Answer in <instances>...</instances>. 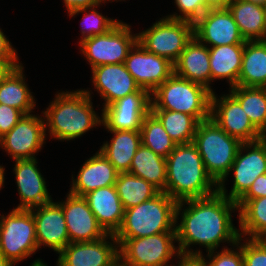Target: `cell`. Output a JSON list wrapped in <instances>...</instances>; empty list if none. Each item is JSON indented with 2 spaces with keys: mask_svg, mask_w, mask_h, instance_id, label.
Instances as JSON below:
<instances>
[{
  "mask_svg": "<svg viewBox=\"0 0 266 266\" xmlns=\"http://www.w3.org/2000/svg\"><path fill=\"white\" fill-rule=\"evenodd\" d=\"M237 210L236 202L219 192L205 198L178 202L175 230L181 257L199 258L202 252L200 249L193 250L191 246L194 245L205 247L206 252L217 250L221 243L234 245L240 236L231 213Z\"/></svg>",
  "mask_w": 266,
  "mask_h": 266,
  "instance_id": "6da1fadb",
  "label": "cell"
},
{
  "mask_svg": "<svg viewBox=\"0 0 266 266\" xmlns=\"http://www.w3.org/2000/svg\"><path fill=\"white\" fill-rule=\"evenodd\" d=\"M91 92L78 89L55 94L53 101L42 111L50 137L63 142L75 140L102 125V116L94 111Z\"/></svg>",
  "mask_w": 266,
  "mask_h": 266,
  "instance_id": "7a4b0ae2",
  "label": "cell"
},
{
  "mask_svg": "<svg viewBox=\"0 0 266 266\" xmlns=\"http://www.w3.org/2000/svg\"><path fill=\"white\" fill-rule=\"evenodd\" d=\"M218 184L207 173L193 143L176 145L166 158L165 193L177 202L209 197Z\"/></svg>",
  "mask_w": 266,
  "mask_h": 266,
  "instance_id": "3957f363",
  "label": "cell"
},
{
  "mask_svg": "<svg viewBox=\"0 0 266 266\" xmlns=\"http://www.w3.org/2000/svg\"><path fill=\"white\" fill-rule=\"evenodd\" d=\"M178 202L165 192L124 210V218L115 238H141L164 232H176Z\"/></svg>",
  "mask_w": 266,
  "mask_h": 266,
  "instance_id": "277c9868",
  "label": "cell"
},
{
  "mask_svg": "<svg viewBox=\"0 0 266 266\" xmlns=\"http://www.w3.org/2000/svg\"><path fill=\"white\" fill-rule=\"evenodd\" d=\"M211 94L205 86L173 73L151 93L150 110L183 112L204 121L210 118Z\"/></svg>",
  "mask_w": 266,
  "mask_h": 266,
  "instance_id": "5b68a950",
  "label": "cell"
},
{
  "mask_svg": "<svg viewBox=\"0 0 266 266\" xmlns=\"http://www.w3.org/2000/svg\"><path fill=\"white\" fill-rule=\"evenodd\" d=\"M207 173L219 184L228 174L242 142L229 136L212 118L200 121L192 142Z\"/></svg>",
  "mask_w": 266,
  "mask_h": 266,
  "instance_id": "8992f818",
  "label": "cell"
},
{
  "mask_svg": "<svg viewBox=\"0 0 266 266\" xmlns=\"http://www.w3.org/2000/svg\"><path fill=\"white\" fill-rule=\"evenodd\" d=\"M118 242L119 258L127 266H169L171 259H180L178 247L174 245L176 232H164L141 238H115Z\"/></svg>",
  "mask_w": 266,
  "mask_h": 266,
  "instance_id": "52a82bcc",
  "label": "cell"
},
{
  "mask_svg": "<svg viewBox=\"0 0 266 266\" xmlns=\"http://www.w3.org/2000/svg\"><path fill=\"white\" fill-rule=\"evenodd\" d=\"M0 216V253L17 265L38 251L32 210L12 209Z\"/></svg>",
  "mask_w": 266,
  "mask_h": 266,
  "instance_id": "ba28073f",
  "label": "cell"
},
{
  "mask_svg": "<svg viewBox=\"0 0 266 266\" xmlns=\"http://www.w3.org/2000/svg\"><path fill=\"white\" fill-rule=\"evenodd\" d=\"M194 37V24L162 17L146 30L137 33V41L150 53L176 62Z\"/></svg>",
  "mask_w": 266,
  "mask_h": 266,
  "instance_id": "9c48e42d",
  "label": "cell"
},
{
  "mask_svg": "<svg viewBox=\"0 0 266 266\" xmlns=\"http://www.w3.org/2000/svg\"><path fill=\"white\" fill-rule=\"evenodd\" d=\"M137 42V33L121 20L108 32L79 41L80 51L90 69L100 65L124 63L129 50Z\"/></svg>",
  "mask_w": 266,
  "mask_h": 266,
  "instance_id": "30bf717a",
  "label": "cell"
},
{
  "mask_svg": "<svg viewBox=\"0 0 266 266\" xmlns=\"http://www.w3.org/2000/svg\"><path fill=\"white\" fill-rule=\"evenodd\" d=\"M233 173V185L228 194L225 187L227 177ZM266 173V137L255 142L242 143L229 174L218 184V192L237 202L256 178Z\"/></svg>",
  "mask_w": 266,
  "mask_h": 266,
  "instance_id": "8fae6325",
  "label": "cell"
},
{
  "mask_svg": "<svg viewBox=\"0 0 266 266\" xmlns=\"http://www.w3.org/2000/svg\"><path fill=\"white\" fill-rule=\"evenodd\" d=\"M46 135L48 134L43 115H24L7 134L0 138V147L13 160L36 158L35 154L37 155L46 143Z\"/></svg>",
  "mask_w": 266,
  "mask_h": 266,
  "instance_id": "7c38bea8",
  "label": "cell"
},
{
  "mask_svg": "<svg viewBox=\"0 0 266 266\" xmlns=\"http://www.w3.org/2000/svg\"><path fill=\"white\" fill-rule=\"evenodd\" d=\"M210 118L229 136L242 143L255 142L265 136L252 124L240 103L230 94H211Z\"/></svg>",
  "mask_w": 266,
  "mask_h": 266,
  "instance_id": "4fadbf2b",
  "label": "cell"
},
{
  "mask_svg": "<svg viewBox=\"0 0 266 266\" xmlns=\"http://www.w3.org/2000/svg\"><path fill=\"white\" fill-rule=\"evenodd\" d=\"M150 108L151 94L140 88L137 92L102 107V126L106 130L140 131L142 121Z\"/></svg>",
  "mask_w": 266,
  "mask_h": 266,
  "instance_id": "5bb4252c",
  "label": "cell"
},
{
  "mask_svg": "<svg viewBox=\"0 0 266 266\" xmlns=\"http://www.w3.org/2000/svg\"><path fill=\"white\" fill-rule=\"evenodd\" d=\"M124 64L136 84L150 94L174 73L172 62L148 52L138 41L129 50Z\"/></svg>",
  "mask_w": 266,
  "mask_h": 266,
  "instance_id": "9a60e30c",
  "label": "cell"
},
{
  "mask_svg": "<svg viewBox=\"0 0 266 266\" xmlns=\"http://www.w3.org/2000/svg\"><path fill=\"white\" fill-rule=\"evenodd\" d=\"M194 37L208 47L245 44L228 8H210L194 23Z\"/></svg>",
  "mask_w": 266,
  "mask_h": 266,
  "instance_id": "2e32d148",
  "label": "cell"
},
{
  "mask_svg": "<svg viewBox=\"0 0 266 266\" xmlns=\"http://www.w3.org/2000/svg\"><path fill=\"white\" fill-rule=\"evenodd\" d=\"M118 257V242L107 234L96 241L69 243L59 253L56 266H109Z\"/></svg>",
  "mask_w": 266,
  "mask_h": 266,
  "instance_id": "e0dca14e",
  "label": "cell"
},
{
  "mask_svg": "<svg viewBox=\"0 0 266 266\" xmlns=\"http://www.w3.org/2000/svg\"><path fill=\"white\" fill-rule=\"evenodd\" d=\"M57 203L64 212L70 243L96 241L107 235L83 196L68 192L65 201Z\"/></svg>",
  "mask_w": 266,
  "mask_h": 266,
  "instance_id": "ac0fdd59",
  "label": "cell"
},
{
  "mask_svg": "<svg viewBox=\"0 0 266 266\" xmlns=\"http://www.w3.org/2000/svg\"><path fill=\"white\" fill-rule=\"evenodd\" d=\"M38 249L49 247L59 254L69 243L62 207L54 201L32 208Z\"/></svg>",
  "mask_w": 266,
  "mask_h": 266,
  "instance_id": "d6986e66",
  "label": "cell"
},
{
  "mask_svg": "<svg viewBox=\"0 0 266 266\" xmlns=\"http://www.w3.org/2000/svg\"><path fill=\"white\" fill-rule=\"evenodd\" d=\"M13 173L17 184L20 203L14 209H26L48 204L52 200L44 176L36 158L14 160Z\"/></svg>",
  "mask_w": 266,
  "mask_h": 266,
  "instance_id": "ffe728a7",
  "label": "cell"
},
{
  "mask_svg": "<svg viewBox=\"0 0 266 266\" xmlns=\"http://www.w3.org/2000/svg\"><path fill=\"white\" fill-rule=\"evenodd\" d=\"M91 72L94 91L104 100L103 107L140 89L124 63L100 65Z\"/></svg>",
  "mask_w": 266,
  "mask_h": 266,
  "instance_id": "44dd1931",
  "label": "cell"
},
{
  "mask_svg": "<svg viewBox=\"0 0 266 266\" xmlns=\"http://www.w3.org/2000/svg\"><path fill=\"white\" fill-rule=\"evenodd\" d=\"M118 173L98 150L83 163L76 178L72 176L69 192L77 196H84L98 188L115 185Z\"/></svg>",
  "mask_w": 266,
  "mask_h": 266,
  "instance_id": "7402d4cb",
  "label": "cell"
},
{
  "mask_svg": "<svg viewBox=\"0 0 266 266\" xmlns=\"http://www.w3.org/2000/svg\"><path fill=\"white\" fill-rule=\"evenodd\" d=\"M174 74L211 88V68L209 47L200 43L195 37L186 45L174 63Z\"/></svg>",
  "mask_w": 266,
  "mask_h": 266,
  "instance_id": "603a6c76",
  "label": "cell"
},
{
  "mask_svg": "<svg viewBox=\"0 0 266 266\" xmlns=\"http://www.w3.org/2000/svg\"><path fill=\"white\" fill-rule=\"evenodd\" d=\"M83 197L103 230L115 235L124 218V208L115 185L98 188Z\"/></svg>",
  "mask_w": 266,
  "mask_h": 266,
  "instance_id": "cb8c5ba5",
  "label": "cell"
},
{
  "mask_svg": "<svg viewBox=\"0 0 266 266\" xmlns=\"http://www.w3.org/2000/svg\"><path fill=\"white\" fill-rule=\"evenodd\" d=\"M113 133L111 140L103 142L99 151L119 172H128L131 161L141 142V132L131 130H107ZM114 136V137H113Z\"/></svg>",
  "mask_w": 266,
  "mask_h": 266,
  "instance_id": "d4e9b609",
  "label": "cell"
},
{
  "mask_svg": "<svg viewBox=\"0 0 266 266\" xmlns=\"http://www.w3.org/2000/svg\"><path fill=\"white\" fill-rule=\"evenodd\" d=\"M24 66L20 65L11 70L0 80V104L13 107L25 115L32 114L36 108V98L32 95L24 76ZM32 112V113H31Z\"/></svg>",
  "mask_w": 266,
  "mask_h": 266,
  "instance_id": "484cf974",
  "label": "cell"
},
{
  "mask_svg": "<svg viewBox=\"0 0 266 266\" xmlns=\"http://www.w3.org/2000/svg\"><path fill=\"white\" fill-rule=\"evenodd\" d=\"M227 8L245 41L266 40V16L263 6L246 0H233Z\"/></svg>",
  "mask_w": 266,
  "mask_h": 266,
  "instance_id": "4316f807",
  "label": "cell"
},
{
  "mask_svg": "<svg viewBox=\"0 0 266 266\" xmlns=\"http://www.w3.org/2000/svg\"><path fill=\"white\" fill-rule=\"evenodd\" d=\"M244 44L209 47L211 82L225 80L229 88L238 86V76L242 66Z\"/></svg>",
  "mask_w": 266,
  "mask_h": 266,
  "instance_id": "83f0119b",
  "label": "cell"
},
{
  "mask_svg": "<svg viewBox=\"0 0 266 266\" xmlns=\"http://www.w3.org/2000/svg\"><path fill=\"white\" fill-rule=\"evenodd\" d=\"M238 86L266 88V40L245 41Z\"/></svg>",
  "mask_w": 266,
  "mask_h": 266,
  "instance_id": "f1b7e54d",
  "label": "cell"
},
{
  "mask_svg": "<svg viewBox=\"0 0 266 266\" xmlns=\"http://www.w3.org/2000/svg\"><path fill=\"white\" fill-rule=\"evenodd\" d=\"M128 172L145 179L160 192H165L166 158L157 155L143 144L135 153Z\"/></svg>",
  "mask_w": 266,
  "mask_h": 266,
  "instance_id": "f546056e",
  "label": "cell"
},
{
  "mask_svg": "<svg viewBox=\"0 0 266 266\" xmlns=\"http://www.w3.org/2000/svg\"><path fill=\"white\" fill-rule=\"evenodd\" d=\"M239 236L245 239H260L266 234V197L239 199ZM241 231V232H240Z\"/></svg>",
  "mask_w": 266,
  "mask_h": 266,
  "instance_id": "4dcf8cb0",
  "label": "cell"
},
{
  "mask_svg": "<svg viewBox=\"0 0 266 266\" xmlns=\"http://www.w3.org/2000/svg\"><path fill=\"white\" fill-rule=\"evenodd\" d=\"M229 89L252 124L266 137V88L234 86Z\"/></svg>",
  "mask_w": 266,
  "mask_h": 266,
  "instance_id": "1f68e13d",
  "label": "cell"
},
{
  "mask_svg": "<svg viewBox=\"0 0 266 266\" xmlns=\"http://www.w3.org/2000/svg\"><path fill=\"white\" fill-rule=\"evenodd\" d=\"M115 188L124 210L143 203L160 192L145 179L129 172L118 173Z\"/></svg>",
  "mask_w": 266,
  "mask_h": 266,
  "instance_id": "d6a6232c",
  "label": "cell"
},
{
  "mask_svg": "<svg viewBox=\"0 0 266 266\" xmlns=\"http://www.w3.org/2000/svg\"><path fill=\"white\" fill-rule=\"evenodd\" d=\"M165 131L177 144L192 143L199 121L186 113L169 110H150Z\"/></svg>",
  "mask_w": 266,
  "mask_h": 266,
  "instance_id": "836d02e7",
  "label": "cell"
},
{
  "mask_svg": "<svg viewBox=\"0 0 266 266\" xmlns=\"http://www.w3.org/2000/svg\"><path fill=\"white\" fill-rule=\"evenodd\" d=\"M140 132L142 144L161 157L167 158L177 145L151 112L144 117Z\"/></svg>",
  "mask_w": 266,
  "mask_h": 266,
  "instance_id": "e575fe53",
  "label": "cell"
},
{
  "mask_svg": "<svg viewBox=\"0 0 266 266\" xmlns=\"http://www.w3.org/2000/svg\"><path fill=\"white\" fill-rule=\"evenodd\" d=\"M100 5H102V3L98 6L75 10L68 14L70 17H75L78 14L85 13L81 19L82 21L80 22L82 34L80 41L96 35L105 34L120 21L115 18L111 19L98 12L96 8Z\"/></svg>",
  "mask_w": 266,
  "mask_h": 266,
  "instance_id": "d590c367",
  "label": "cell"
},
{
  "mask_svg": "<svg viewBox=\"0 0 266 266\" xmlns=\"http://www.w3.org/2000/svg\"><path fill=\"white\" fill-rule=\"evenodd\" d=\"M241 241L242 237H239L238 241L230 248L224 245L220 252L216 250L209 251L205 258L202 254L197 260L202 266H244Z\"/></svg>",
  "mask_w": 266,
  "mask_h": 266,
  "instance_id": "8d00e7d4",
  "label": "cell"
},
{
  "mask_svg": "<svg viewBox=\"0 0 266 266\" xmlns=\"http://www.w3.org/2000/svg\"><path fill=\"white\" fill-rule=\"evenodd\" d=\"M174 3L180 14L175 12L165 17L193 24L209 9L205 0H174Z\"/></svg>",
  "mask_w": 266,
  "mask_h": 266,
  "instance_id": "74e56055",
  "label": "cell"
},
{
  "mask_svg": "<svg viewBox=\"0 0 266 266\" xmlns=\"http://www.w3.org/2000/svg\"><path fill=\"white\" fill-rule=\"evenodd\" d=\"M242 241L244 266H266V245L263 241L251 238Z\"/></svg>",
  "mask_w": 266,
  "mask_h": 266,
  "instance_id": "f35d334b",
  "label": "cell"
},
{
  "mask_svg": "<svg viewBox=\"0 0 266 266\" xmlns=\"http://www.w3.org/2000/svg\"><path fill=\"white\" fill-rule=\"evenodd\" d=\"M24 115L18 109L0 104V138L7 134Z\"/></svg>",
  "mask_w": 266,
  "mask_h": 266,
  "instance_id": "ab89813d",
  "label": "cell"
},
{
  "mask_svg": "<svg viewBox=\"0 0 266 266\" xmlns=\"http://www.w3.org/2000/svg\"><path fill=\"white\" fill-rule=\"evenodd\" d=\"M6 35L0 28V59H3L11 68L21 64L16 48L7 39Z\"/></svg>",
  "mask_w": 266,
  "mask_h": 266,
  "instance_id": "60d3db41",
  "label": "cell"
},
{
  "mask_svg": "<svg viewBox=\"0 0 266 266\" xmlns=\"http://www.w3.org/2000/svg\"><path fill=\"white\" fill-rule=\"evenodd\" d=\"M259 197H266V173L258 176L240 199H256Z\"/></svg>",
  "mask_w": 266,
  "mask_h": 266,
  "instance_id": "b9f144b4",
  "label": "cell"
},
{
  "mask_svg": "<svg viewBox=\"0 0 266 266\" xmlns=\"http://www.w3.org/2000/svg\"><path fill=\"white\" fill-rule=\"evenodd\" d=\"M63 3L67 13H70L75 10L98 6L101 2L100 0H63Z\"/></svg>",
  "mask_w": 266,
  "mask_h": 266,
  "instance_id": "7bdbcfd3",
  "label": "cell"
},
{
  "mask_svg": "<svg viewBox=\"0 0 266 266\" xmlns=\"http://www.w3.org/2000/svg\"><path fill=\"white\" fill-rule=\"evenodd\" d=\"M233 0H205L206 6L210 8H227Z\"/></svg>",
  "mask_w": 266,
  "mask_h": 266,
  "instance_id": "ee69618b",
  "label": "cell"
},
{
  "mask_svg": "<svg viewBox=\"0 0 266 266\" xmlns=\"http://www.w3.org/2000/svg\"><path fill=\"white\" fill-rule=\"evenodd\" d=\"M11 70V67L3 60L0 59V80Z\"/></svg>",
  "mask_w": 266,
  "mask_h": 266,
  "instance_id": "f6af8a7d",
  "label": "cell"
},
{
  "mask_svg": "<svg viewBox=\"0 0 266 266\" xmlns=\"http://www.w3.org/2000/svg\"><path fill=\"white\" fill-rule=\"evenodd\" d=\"M0 266H14V264L0 253Z\"/></svg>",
  "mask_w": 266,
  "mask_h": 266,
  "instance_id": "bcb514c9",
  "label": "cell"
},
{
  "mask_svg": "<svg viewBox=\"0 0 266 266\" xmlns=\"http://www.w3.org/2000/svg\"><path fill=\"white\" fill-rule=\"evenodd\" d=\"M4 174H6L5 168H4V166L0 165V190H2L3 189L2 187L5 186L4 185V182H5Z\"/></svg>",
  "mask_w": 266,
  "mask_h": 266,
  "instance_id": "7dc6e473",
  "label": "cell"
},
{
  "mask_svg": "<svg viewBox=\"0 0 266 266\" xmlns=\"http://www.w3.org/2000/svg\"><path fill=\"white\" fill-rule=\"evenodd\" d=\"M169 266H188V258L180 257V260L177 261V265L171 264Z\"/></svg>",
  "mask_w": 266,
  "mask_h": 266,
  "instance_id": "c3c4849f",
  "label": "cell"
},
{
  "mask_svg": "<svg viewBox=\"0 0 266 266\" xmlns=\"http://www.w3.org/2000/svg\"><path fill=\"white\" fill-rule=\"evenodd\" d=\"M188 266H202L197 259L188 258Z\"/></svg>",
  "mask_w": 266,
  "mask_h": 266,
  "instance_id": "681fc988",
  "label": "cell"
},
{
  "mask_svg": "<svg viewBox=\"0 0 266 266\" xmlns=\"http://www.w3.org/2000/svg\"><path fill=\"white\" fill-rule=\"evenodd\" d=\"M30 266H48L46 263H44V261H42V259H36L35 261H33V263H31Z\"/></svg>",
  "mask_w": 266,
  "mask_h": 266,
  "instance_id": "f907efd6",
  "label": "cell"
},
{
  "mask_svg": "<svg viewBox=\"0 0 266 266\" xmlns=\"http://www.w3.org/2000/svg\"><path fill=\"white\" fill-rule=\"evenodd\" d=\"M109 266H127L119 257Z\"/></svg>",
  "mask_w": 266,
  "mask_h": 266,
  "instance_id": "816d5d0a",
  "label": "cell"
},
{
  "mask_svg": "<svg viewBox=\"0 0 266 266\" xmlns=\"http://www.w3.org/2000/svg\"><path fill=\"white\" fill-rule=\"evenodd\" d=\"M246 1L263 6L266 0H246Z\"/></svg>",
  "mask_w": 266,
  "mask_h": 266,
  "instance_id": "f5cc1de1",
  "label": "cell"
},
{
  "mask_svg": "<svg viewBox=\"0 0 266 266\" xmlns=\"http://www.w3.org/2000/svg\"><path fill=\"white\" fill-rule=\"evenodd\" d=\"M107 1H109V2H113V1L116 2L117 1L118 2V1H122V0H100V2L103 4H105ZM123 1H125V0H123Z\"/></svg>",
  "mask_w": 266,
  "mask_h": 266,
  "instance_id": "db71d44e",
  "label": "cell"
},
{
  "mask_svg": "<svg viewBox=\"0 0 266 266\" xmlns=\"http://www.w3.org/2000/svg\"><path fill=\"white\" fill-rule=\"evenodd\" d=\"M262 241H263V243L266 245V234L263 236V237H261L260 238Z\"/></svg>",
  "mask_w": 266,
  "mask_h": 266,
  "instance_id": "11a10c76",
  "label": "cell"
},
{
  "mask_svg": "<svg viewBox=\"0 0 266 266\" xmlns=\"http://www.w3.org/2000/svg\"><path fill=\"white\" fill-rule=\"evenodd\" d=\"M263 9H264L265 16H266V1H265L264 5H263Z\"/></svg>",
  "mask_w": 266,
  "mask_h": 266,
  "instance_id": "9f6ffc18",
  "label": "cell"
}]
</instances>
